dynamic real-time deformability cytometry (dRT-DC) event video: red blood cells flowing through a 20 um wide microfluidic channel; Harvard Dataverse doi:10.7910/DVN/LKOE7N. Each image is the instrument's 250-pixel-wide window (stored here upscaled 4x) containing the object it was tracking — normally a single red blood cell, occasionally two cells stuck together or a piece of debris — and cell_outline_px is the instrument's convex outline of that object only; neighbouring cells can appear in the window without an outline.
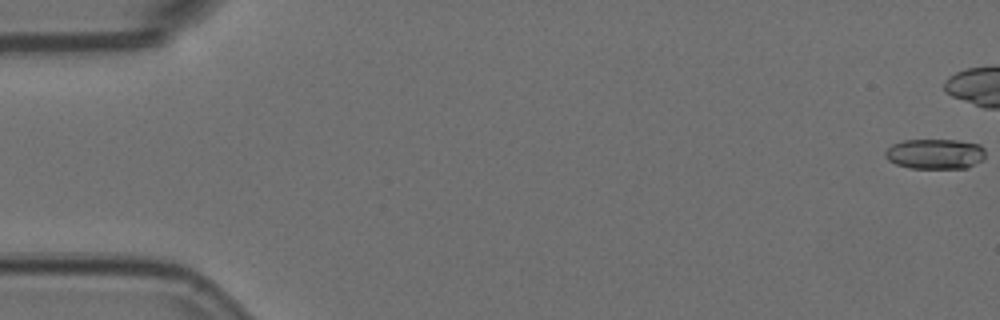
{"species": "Egyptian fruit bat (a non-hibernating species)", "species_latin": "Rousettus aegyptiacus", "temperature_condition": "room temperature", "stored_images_in_passage": 6, "camera_frame_rate_fps": 3000, "um_per_image_px": 0.085, "animal": {"sex": "female"}, "frame": {"image": 1, "passage_image": 1, "time_ms": 0.0, "image_size_px": [1000, 320], "cell_outline_px": [[984, 160], [968, 168], [912, 168], [896, 164], [888, 160], [884, 156], [884, 152], [892, 144], [904, 140], [956, 140], [980, 144], [984, 148]], "centroid_in_image_um": [79.5, 13.08], "position_along_channel_um": 5.5, "area_um2": 17.74}}